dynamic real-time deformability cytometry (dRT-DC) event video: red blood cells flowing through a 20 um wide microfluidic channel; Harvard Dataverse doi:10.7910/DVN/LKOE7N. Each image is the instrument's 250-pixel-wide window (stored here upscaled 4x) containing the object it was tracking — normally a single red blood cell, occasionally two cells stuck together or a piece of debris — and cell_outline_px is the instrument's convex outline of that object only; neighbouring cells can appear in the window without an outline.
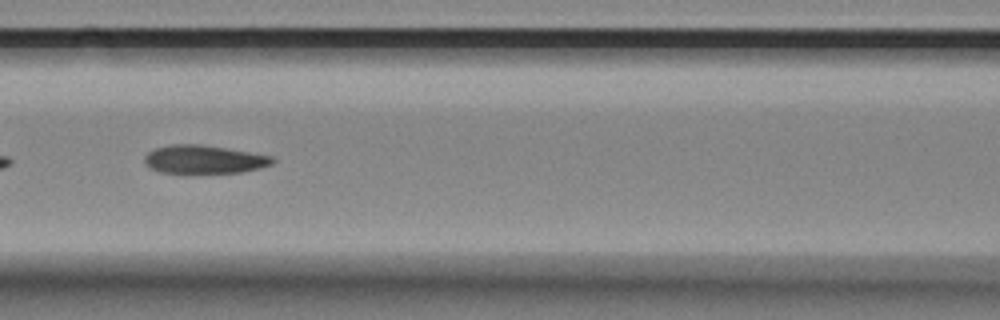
{"species": "Egyptian fruit bat (a non-hibernating species)", "species_latin": "Rousettus aegyptiacus", "temperature_condition": "room temperature", "stored_images_in_passage": 19, "camera_frame_rate_fps": 3000, "um_per_image_px": 0.085, "animal": {"sex": "female"}, "frame": {"image": 1, "passage_image": 9, "time_ms": 2.667, "image_size_px": [1000, 320], "cell_outline_px": [[276, 160], [272, 164], [260, 168], [240, 172], [188, 176], [160, 172], [148, 168], [144, 160], [144, 156], [148, 152], [156, 148], [172, 144], [200, 144], [272, 156]], "centroid_in_image_um": [17.28, 13.6], "position_along_channel_um": 149.3, "area_um2": 21.96}}
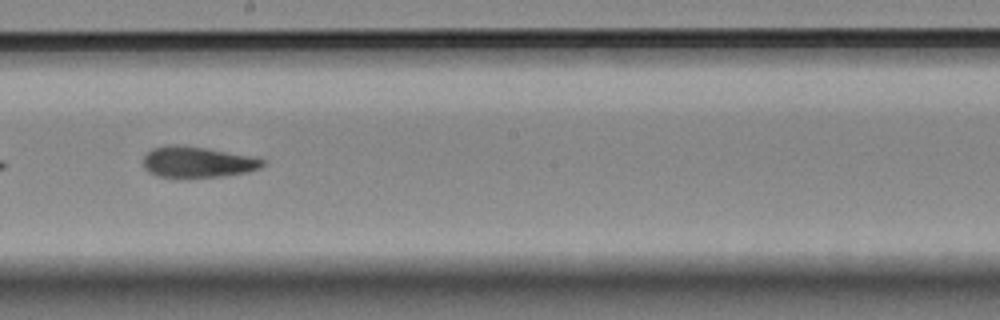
{"frame": {"image": 2, "passage_image": 16, "time_ms": 5.0, "image_size_px": [1000, 320], "cell_outline_px": [[264, 164], [260, 168], [248, 172], [224, 176], [156, 176], [148, 172], [144, 168], [144, 156], [152, 148], [168, 144], [180, 144], [252, 156], [264, 160]], "centroid_in_image_um": [16.77, 13.75], "position_along_channel_um": 231.4, "area_um2": 21.27}}